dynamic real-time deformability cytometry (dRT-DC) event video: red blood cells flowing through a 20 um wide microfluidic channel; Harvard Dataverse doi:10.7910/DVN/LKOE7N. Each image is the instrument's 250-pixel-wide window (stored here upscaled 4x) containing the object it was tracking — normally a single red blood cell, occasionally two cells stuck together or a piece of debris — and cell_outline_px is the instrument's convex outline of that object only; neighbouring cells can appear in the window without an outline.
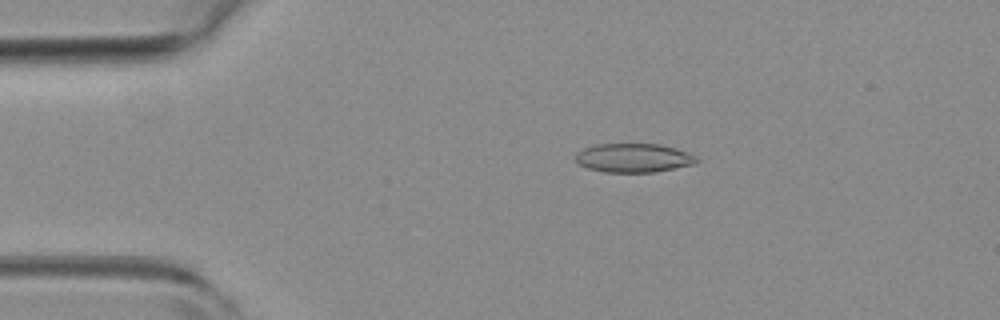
{"species": "common noctule bat (a hibernating species)", "species_latin": "Nyctalus noctula", "temperature_condition": "room temperature", "stored_images_in_passage": 52, "camera_frame_rate_fps": 3000, "um_per_image_px": 0.085, "animal": {"sex": "female", "body_mass_g": 19.3, "forearm_length_mm": 54.1}, "frame": {"image": 1, "passage_image": 10, "time_ms": 3.0, "image_size_px": [1000, 320], "cell_outline_px": [[700, 160], [696, 164], [656, 172], [604, 172], [588, 168], [580, 164], [576, 160], [576, 152], [584, 148], [596, 144], [660, 144], [676, 148], [688, 152], [696, 156]], "centroid_in_image_um": [53.9, 13.42], "position_along_channel_um": 31.1, "area_um2": 20.52}}
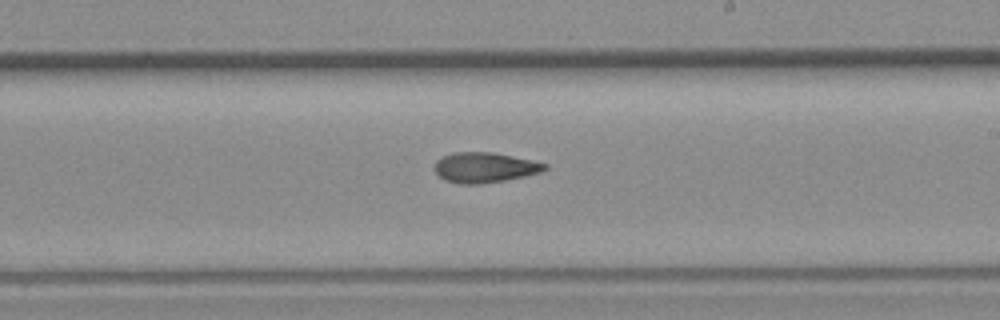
{"frame": {"image": 2, "passage_image": 30, "time_ms": 9.667, "image_size_px": [1000, 320], "cell_outline_px": [[548, 168], [540, 172], [524, 176], [504, 180], [480, 184], [460, 184], [444, 180], [432, 168], [436, 160], [452, 152], [492, 152], [512, 156], [548, 164]], "centroid_in_image_um": [41.15, 14.23], "position_along_channel_um": 247.8, "area_um2": 19.36}}
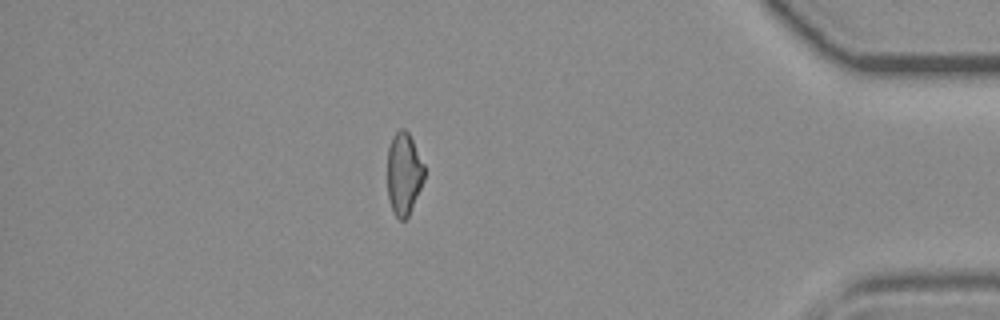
{"frame": {"image": 3, "passage_image": 45, "time_ms": 14.667, "image_size_px": [1000, 320], "cell_outline_px": [[424, 180], [408, 216], [404, 220], [400, 220], [392, 212], [388, 200], [388, 148], [392, 136], [400, 128], [404, 128], [408, 132], [424, 164]], "centroid_in_image_um": [34.31, 14.77], "position_along_channel_um": 400.9, "area_um2": 17.69}, "authors_computed_cell_mechanics": {"area_um2": 19.4208, "velocity_mm_per_s": 3.9482, "shape_relaxation_time_tau1_ms": null, "shape_relaxation_time_tau2_ms": 8.0633, "deformation_change_tau1": null, "deformation_change_tau2": 0.1685}}